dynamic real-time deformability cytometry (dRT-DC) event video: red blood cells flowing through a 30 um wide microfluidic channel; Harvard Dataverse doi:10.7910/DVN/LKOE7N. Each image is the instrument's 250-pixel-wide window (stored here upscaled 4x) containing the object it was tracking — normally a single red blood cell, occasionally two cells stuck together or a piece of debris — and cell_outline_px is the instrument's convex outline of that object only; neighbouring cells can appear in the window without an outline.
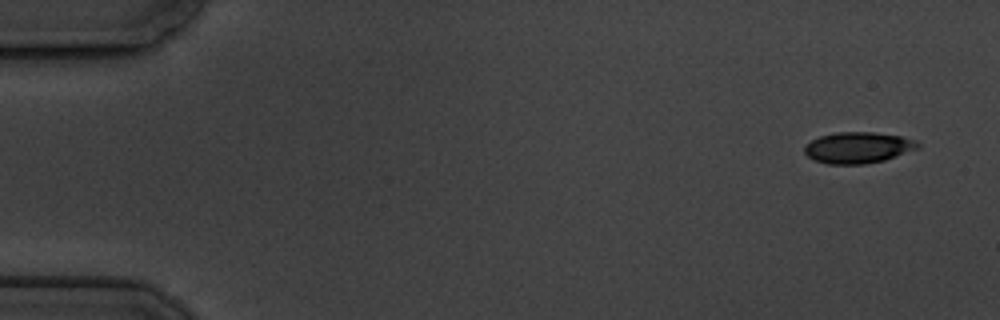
{"species": "common noctule bat (a hibernating species)", "species_latin": "Nyctalus noctula", "temperature_condition": "cold", "stored_images_in_passage": 5, "camera_frame_rate_fps": 3000, "um_per_image_px": 0.085, "animal": {"sex": "male", "body_mass_g": 19.5, "forearm_length_mm": 54.6}, "frame": {"image": 1, "passage_image": 1, "time_ms": 0.0, "image_size_px": [1000, 320], "cell_outline_px": [[920, 148], [884, 160], [864, 164], [828, 164], [816, 160], [808, 156], [804, 152], [804, 148], [812, 140], [820, 136], [836, 132], [872, 132], [900, 136], [916, 140], [920, 144]], "centroid_in_image_um": [72.96, 12.54], "position_along_channel_um": 12.0, "area_um2": 20.46}}
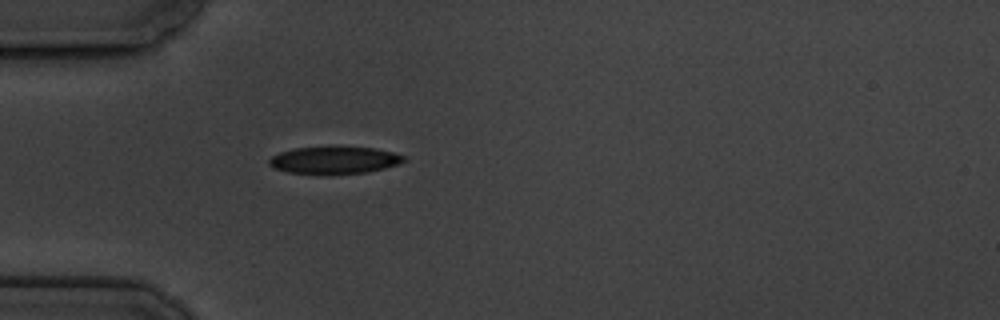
{"frame": {"image": 2, "passage_image": 5, "time_ms": 4.667, "image_size_px": [1000, 320], "cell_outline_px": [[408, 160], [400, 164], [368, 172], [328, 176], [320, 176], [288, 172], [272, 168], [268, 164], [268, 160], [272, 156], [280, 152], [296, 148], [376, 148], [392, 152], [404, 156]], "centroid_in_image_um": [28.4, 13.67], "position_along_channel_um": 56.6, "area_um2": 21.73}}